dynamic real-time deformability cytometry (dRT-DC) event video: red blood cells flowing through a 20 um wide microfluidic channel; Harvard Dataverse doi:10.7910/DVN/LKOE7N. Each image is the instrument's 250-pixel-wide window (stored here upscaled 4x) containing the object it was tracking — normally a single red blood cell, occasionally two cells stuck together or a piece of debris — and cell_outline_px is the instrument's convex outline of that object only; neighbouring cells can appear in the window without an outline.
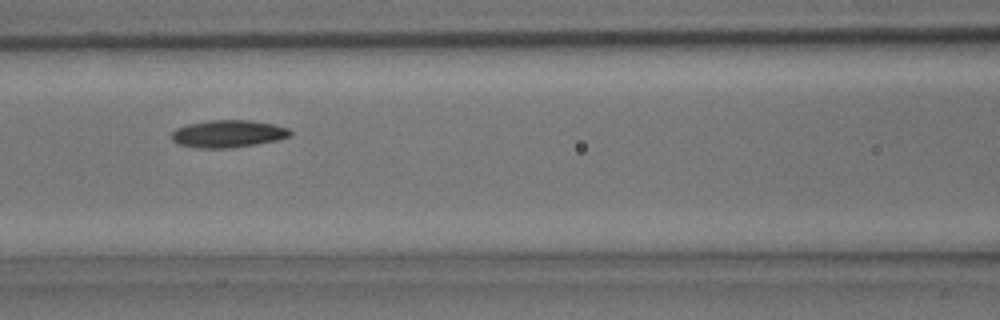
{"species": "common noctule bat (a hibernating species)", "species_latin": "Nyctalus noctula", "temperature_condition": "room temperature", "stored_images_in_passage": 6, "camera_frame_rate_fps": 3000, "um_per_image_px": 0.085, "animal": {"sex": "male", "body_mass_g": 15.6}, "frame": {"image": 1, "passage_image": 5, "time_ms": 1.333, "image_size_px": [1000, 320], "cell_outline_px": [[292, 136], [276, 140], [256, 144], [228, 148], [200, 148], [180, 144], [172, 140], [172, 132], [176, 128], [188, 124], [208, 120], [252, 120], [272, 124], [288, 128], [292, 132]], "centroid_in_image_um": [19.4, 11.36], "position_along_channel_um": 147.2, "area_um2": 18.84}}